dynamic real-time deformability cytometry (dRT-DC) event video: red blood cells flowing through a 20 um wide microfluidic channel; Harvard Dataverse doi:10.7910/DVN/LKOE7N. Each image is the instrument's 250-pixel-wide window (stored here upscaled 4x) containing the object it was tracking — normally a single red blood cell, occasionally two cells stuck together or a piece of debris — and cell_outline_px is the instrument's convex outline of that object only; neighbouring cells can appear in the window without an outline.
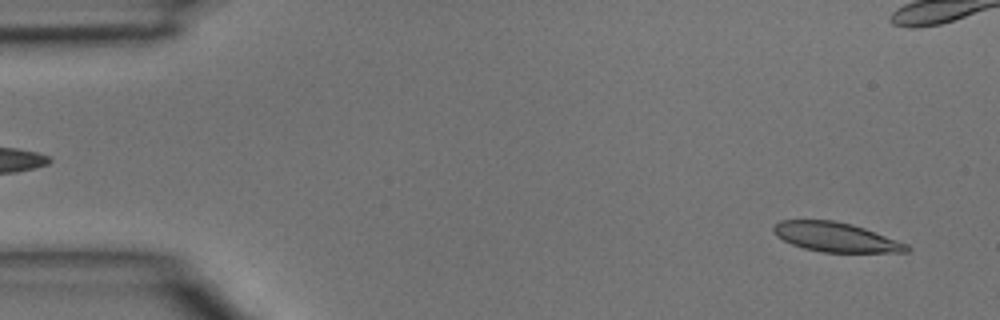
{"species": "common noctule bat (a hibernating species)", "species_latin": "Nyctalus noctula", "temperature_condition": "room temperature", "stored_images_in_passage": 5, "segment_of_instrument_passage": [2, 2], "camera_frame_rate_fps": 3000, "um_per_image_px": 0.085, "animal": {"sex": "male", "body_mass_g": 15.6}, "frame": {"image": 1, "passage_image": 5, "time_ms": 1.333, "image_size_px": [1000, 320], "cell_outline_px": [[912, 248], [908, 252], [824, 252], [804, 248], [792, 244], [776, 236], [772, 232], [772, 228], [780, 220], [836, 220], [852, 224], [864, 228], [908, 244]], "centroid_in_image_um": [71.04, 20.15], "position_along_channel_um": 14.0, "area_um2": 22.77}}